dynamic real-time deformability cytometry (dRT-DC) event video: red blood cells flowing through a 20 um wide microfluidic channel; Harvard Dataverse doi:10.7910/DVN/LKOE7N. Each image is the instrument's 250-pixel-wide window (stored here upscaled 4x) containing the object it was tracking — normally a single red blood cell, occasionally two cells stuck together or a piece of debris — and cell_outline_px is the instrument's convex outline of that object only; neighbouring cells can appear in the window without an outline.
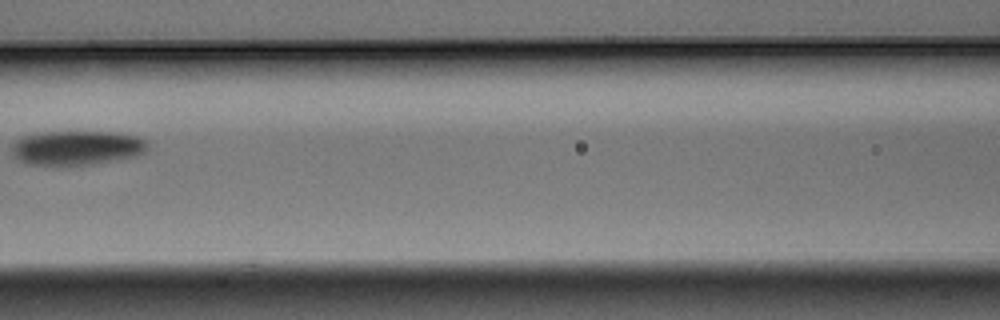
{"species": "Egyptian fruit bat (a non-hibernating species)", "species_latin": "Rousettus aegyptiacus", "temperature_condition": "warm", "stored_images_in_passage": 11, "camera_frame_rate_fps": 3000, "um_per_image_px": 0.085, "animal": {"sex": "male"}, "frame": {"image": 1, "passage_image": 7, "time_ms": 2.0, "image_size_px": [1000, 320], "cell_outline_px": [[148, 148], [144, 152], [136, 156], [92, 164], [24, 164], [12, 156], [12, 144], [20, 136], [40, 132], [120, 132], [136, 136], [144, 140], [148, 144]], "centroid_in_image_um": [6.49, 12.55], "position_along_channel_um": 160.1, "area_um2": 27.22}}
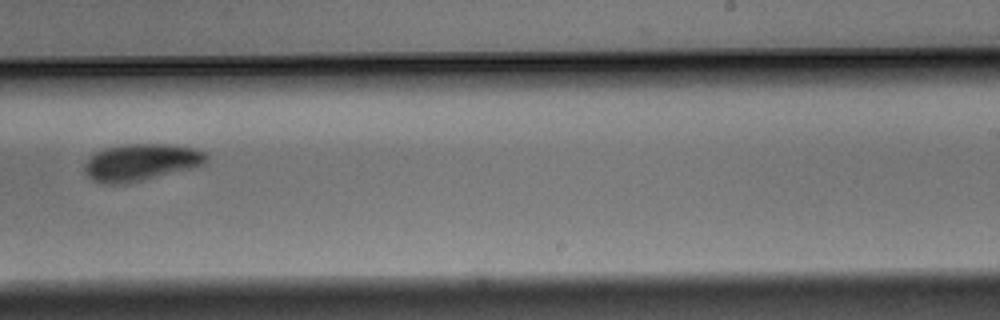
{"frame": {"image": 2, "passage_image": 10, "time_ms": 3.0, "image_size_px": [1000, 320], "cell_outline_px": [[208, 156], [204, 164], [196, 168], [124, 184], [108, 184], [92, 180], [84, 172], [84, 164], [96, 152], [104, 148], [124, 144], [172, 144], [192, 148], [204, 152]], "centroid_in_image_um": [11.99, 13.8], "position_along_channel_um": 277.0, "area_um2": 26.3}}
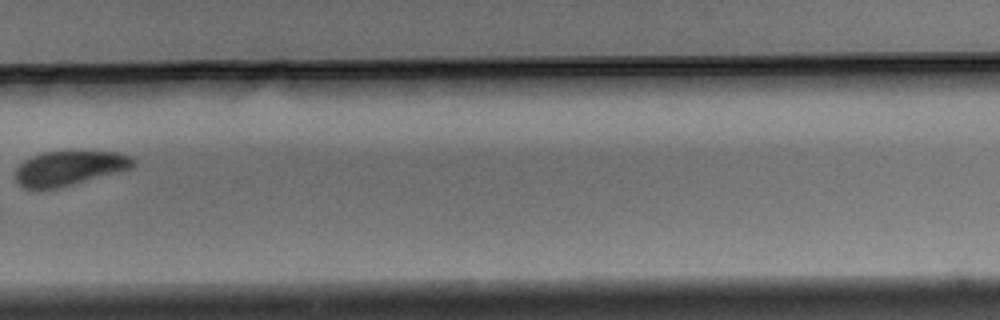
{"frame": {"image": 3, "passage_image": 11, "time_ms": 3.333, "image_size_px": [1000, 320], "cell_outline_px": [[136, 164], [132, 168], [72, 184], [56, 188], [24, 188], [16, 184], [16, 168], [24, 160], [40, 152], [116, 152], [132, 156], [136, 160]], "centroid_in_image_um": [5.88, 14.28], "position_along_channel_um": 323.9, "area_um2": 23.47}}